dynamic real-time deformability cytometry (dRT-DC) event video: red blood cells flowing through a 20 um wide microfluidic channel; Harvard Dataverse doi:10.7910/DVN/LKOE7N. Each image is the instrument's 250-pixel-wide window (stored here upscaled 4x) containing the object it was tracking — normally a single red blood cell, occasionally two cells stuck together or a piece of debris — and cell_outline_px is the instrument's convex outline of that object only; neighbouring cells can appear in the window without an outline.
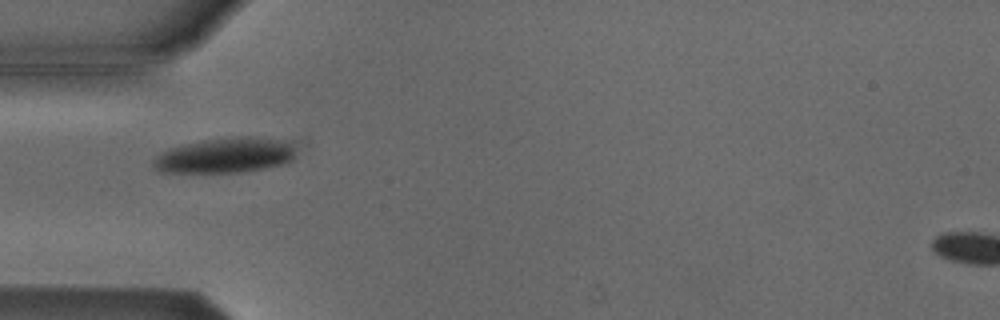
{"species": "Egyptian fruit bat (a non-hibernating species)", "species_latin": "Rousettus aegyptiacus", "temperature_condition": "cold", "stored_images_in_passage": 4, "camera_frame_rate_fps": 3000, "um_per_image_px": 0.085, "animal": {"sex": "male"}, "frame": {"image": 1, "passage_image": 2, "time_ms": 0.333, "image_size_px": [1000, 320], "cell_outline_px": [[292, 160], [280, 164], [264, 168], [240, 172], [160, 172], [152, 168], [152, 160], [160, 152], [168, 148], [184, 144], [204, 140], [236, 136], [248, 136], [292, 140]], "centroid_in_image_um": [19.09, 13.19], "position_along_channel_um": 65.9, "area_um2": 29.3}}